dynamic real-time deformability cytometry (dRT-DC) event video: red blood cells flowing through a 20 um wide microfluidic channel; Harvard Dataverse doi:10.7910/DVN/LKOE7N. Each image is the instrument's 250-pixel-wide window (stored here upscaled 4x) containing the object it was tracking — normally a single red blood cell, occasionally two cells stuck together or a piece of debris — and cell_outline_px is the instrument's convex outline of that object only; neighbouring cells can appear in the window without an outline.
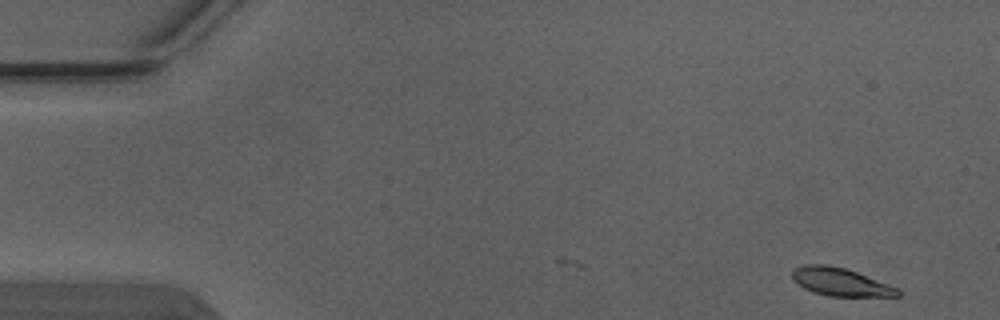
{"species": "Egyptian fruit bat (a non-hibernating species)", "species_latin": "Rousettus aegyptiacus", "temperature_condition": "warm", "stored_images_in_passage": 3, "segment_of_instrument_passage": [2, 2], "camera_frame_rate_fps": 3000, "um_per_image_px": 0.085, "animal": {"sex": "male"}, "frame": {"image": 1, "passage_image": 3, "time_ms": 0.667, "image_size_px": [1000, 320], "cell_outline_px": [[900, 296], [828, 296], [812, 292], [796, 284], [792, 280], [792, 268], [804, 264], [828, 264], [844, 268], [856, 272], [900, 288]], "centroid_in_image_um": [71.39, 23.96], "position_along_channel_um": 13.6, "area_um2": 17.4}}